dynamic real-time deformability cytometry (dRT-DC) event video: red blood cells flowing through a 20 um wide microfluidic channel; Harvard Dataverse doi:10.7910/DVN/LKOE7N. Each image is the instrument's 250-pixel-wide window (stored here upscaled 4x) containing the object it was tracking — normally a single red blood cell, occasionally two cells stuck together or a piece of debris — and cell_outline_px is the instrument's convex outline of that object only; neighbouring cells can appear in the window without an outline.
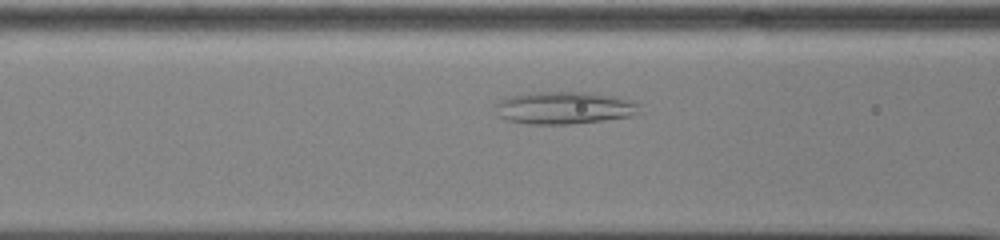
{"species": "common noctule bat (a hibernating species)", "species_latin": "Nyctalus noctula", "temperature_condition": "cold", "stored_images_in_passage": 46, "camera_frame_rate_fps": 3000, "um_per_image_px": 0.085, "animal": {"sex": "male", "body_mass_g": 13.0, "forearm_length_mm": 53.1}, "frame": {"image": 1, "passage_image": 15, "time_ms": 4.667, "image_size_px": [1000, 240], "cell_outline_px": [[640, 112], [632, 116], [604, 120], [568, 124], [528, 124], [508, 120], [496, 116], [496, 104], [500, 100], [512, 96], [532, 92], [580, 92], [616, 96], [632, 100], [640, 104]], "centroid_in_image_um": [47.98, 9.17], "position_along_channel_um": 118.6, "area_um2": 27.28}}
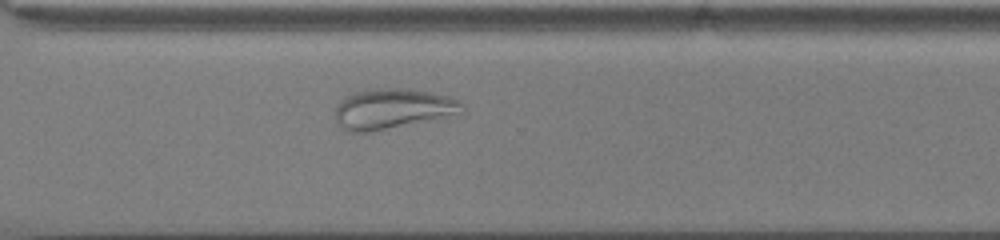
{"frame": {"image": 2, "passage_image": 32, "time_ms": 10.333, "image_size_px": [1000, 240], "cell_outline_px": [[464, 116], [372, 132], [348, 132], [340, 128], [336, 120], [336, 108], [344, 96], [356, 92], [380, 88], [408, 88], [432, 92], [448, 96], [460, 100], [464, 104]], "centroid_in_image_um": [33.51, 9.28], "position_along_channel_um": 337.1, "area_um2": 31.04}}
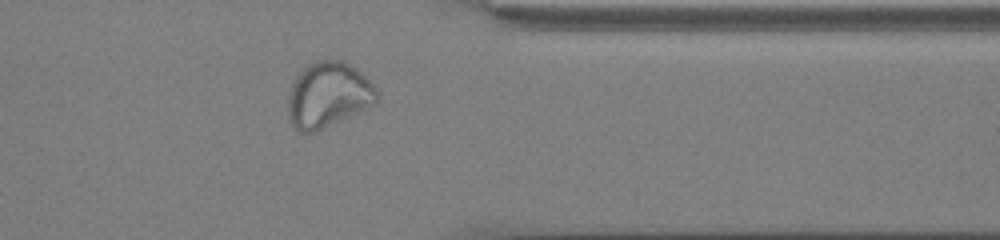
{"frame": {"image": 3, "passage_image": 36, "time_ms": 11.667, "image_size_px": [1000, 240], "cell_outline_px": [[380, 96], [376, 104], [368, 108], [316, 132], [300, 132], [292, 124], [288, 116], [288, 96], [292, 84], [296, 76], [308, 64], [316, 60], [344, 60], [356, 68], [376, 88]], "centroid_in_image_um": [27.91, 8.07], "position_along_channel_um": 383.5, "area_um2": 34.04}}